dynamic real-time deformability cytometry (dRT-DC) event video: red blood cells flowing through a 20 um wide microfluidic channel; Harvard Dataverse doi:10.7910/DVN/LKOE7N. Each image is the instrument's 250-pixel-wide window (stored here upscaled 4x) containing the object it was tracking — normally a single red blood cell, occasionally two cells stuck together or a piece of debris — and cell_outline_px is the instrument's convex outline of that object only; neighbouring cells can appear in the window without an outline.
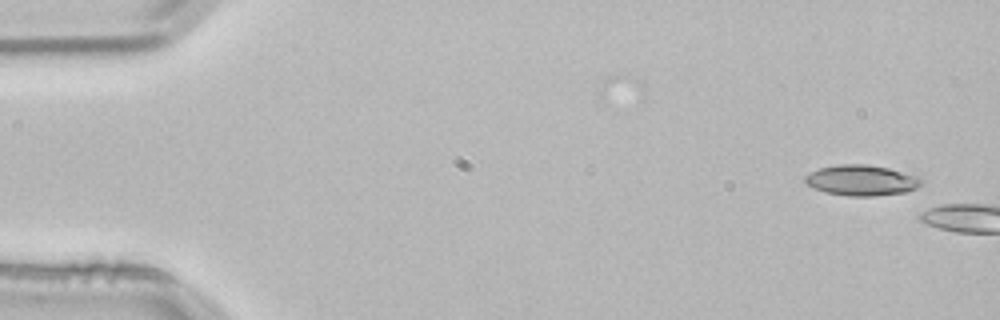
{"species": "common noctule bat (a hibernating species)", "species_latin": "Nyctalus noctula", "temperature_condition": "room temperature", "stored_images_in_passage": 4, "camera_frame_rate_fps": 3000, "um_per_image_px": 0.085, "animal": {"sex": "male", "body_mass_g": 21.5, "forearm_length_mm": 52.0}, "frame": {"image": 1, "passage_image": 1, "time_ms": 0.0, "image_size_px": [1000, 320], "cell_outline_px": [[920, 184], [916, 188], [908, 192], [872, 196], [848, 196], [824, 192], [808, 184], [804, 180], [804, 176], [820, 168], [840, 164], [864, 164], [888, 168], [916, 176], [920, 180]], "centroid_in_image_um": [73.21, 15.33], "position_along_channel_um": 11.8, "area_um2": 20.4}}
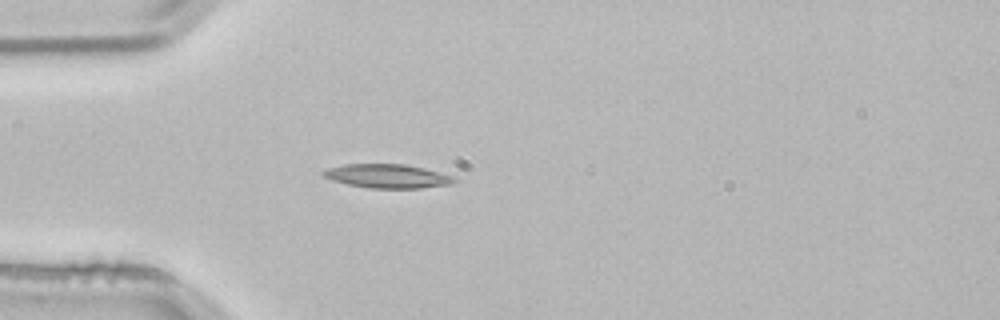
{"frame": {"image": 2, "passage_image": 4, "time_ms": 1.0, "image_size_px": [1000, 320], "cell_outline_px": [[460, 180], [452, 184], [420, 188], [368, 188], [348, 184], [332, 180], [324, 176], [320, 172], [328, 168], [344, 164], [404, 164], [424, 168], [456, 176]], "centroid_in_image_um": [32.99, 14.97], "position_along_channel_um": 52.0, "area_um2": 18.38}}